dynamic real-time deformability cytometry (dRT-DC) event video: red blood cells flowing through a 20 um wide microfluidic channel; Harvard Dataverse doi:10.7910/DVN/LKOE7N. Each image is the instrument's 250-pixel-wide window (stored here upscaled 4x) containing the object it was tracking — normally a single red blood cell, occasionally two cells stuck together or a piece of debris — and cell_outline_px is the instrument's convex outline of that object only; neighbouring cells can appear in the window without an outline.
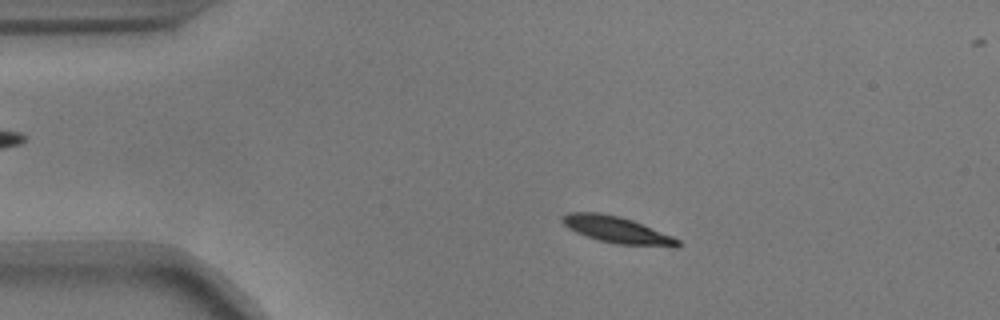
{"species": "common noctule bat (a hibernating species)", "species_latin": "Nyctalus noctula", "temperature_condition": "warm", "stored_images_in_passage": 55, "camera_frame_rate_fps": 3000, "um_per_image_px": 0.085, "animal": {"sex": "male", "body_mass_g": 17.9}, "frame": {"image": 1, "passage_image": 9, "time_ms": 2.667, "image_size_px": [1000, 320], "cell_outline_px": [[680, 244], [676, 248], [616, 244], [600, 240], [576, 232], [568, 228], [560, 220], [560, 216], [568, 212], [600, 212], [620, 216], [632, 220], [672, 236], [680, 240]], "centroid_in_image_um": [52.45, 19.54], "position_along_channel_um": 32.6, "area_um2": 18.03}}
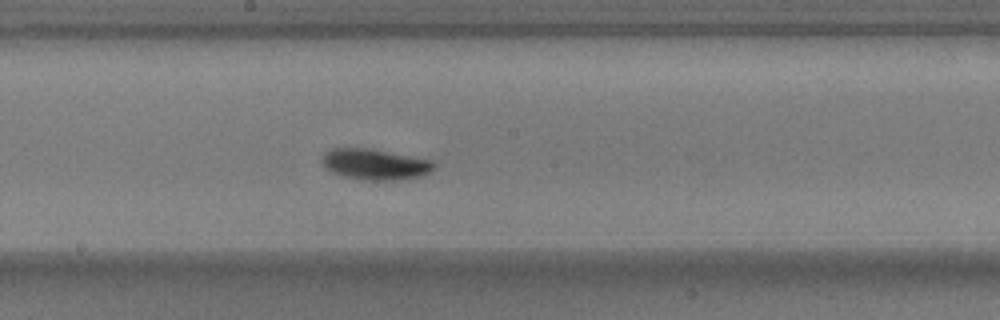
{"frame": {"image": 2, "passage_image": 28, "time_ms": 9.0, "image_size_px": [1000, 320], "cell_outline_px": [[436, 168], [424, 176], [396, 180], [364, 180], [340, 176], [324, 168], [320, 160], [320, 156], [324, 152], [332, 148], [372, 148], [432, 160], [436, 164]], "centroid_in_image_um": [31.86, 13.96], "position_along_channel_um": 216.3, "area_um2": 20.69}}
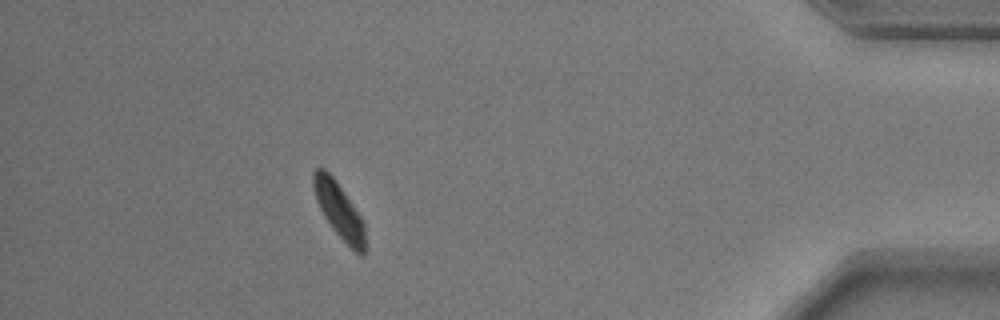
{"frame": {"image": 3, "passage_image": 48, "time_ms": 15.667, "image_size_px": [1000, 320], "cell_outline_px": [[364, 252], [360, 256], [332, 228], [324, 216], [316, 200], [312, 184], [312, 172], [316, 168], [324, 168], [336, 180], [364, 220]], "centroid_in_image_um": [28.79, 17.82], "position_along_channel_um": 406.4, "area_um2": 16.53}, "authors_computed_cell_mechanics": {"area_um2": 17.9758, "velocity_mm_per_s": 3.62, "shape_relaxation_time_tau1_ms": 2.144, "shape_relaxation_time_tau2_ms": null, "deformation_change_tau1": 0.1369, "deformation_change_tau2": null}}